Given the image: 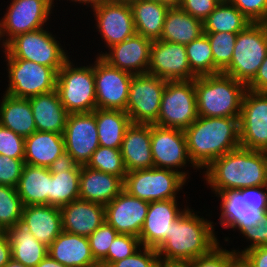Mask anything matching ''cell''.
<instances>
[{
    "instance_id": "obj_1",
    "label": "cell",
    "mask_w": 267,
    "mask_h": 267,
    "mask_svg": "<svg viewBox=\"0 0 267 267\" xmlns=\"http://www.w3.org/2000/svg\"><path fill=\"white\" fill-rule=\"evenodd\" d=\"M239 118L198 116L184 130L188 154L197 169L240 147Z\"/></svg>"
},
{
    "instance_id": "obj_2",
    "label": "cell",
    "mask_w": 267,
    "mask_h": 267,
    "mask_svg": "<svg viewBox=\"0 0 267 267\" xmlns=\"http://www.w3.org/2000/svg\"><path fill=\"white\" fill-rule=\"evenodd\" d=\"M205 178L215 193L267 186V152L238 147L206 167Z\"/></svg>"
},
{
    "instance_id": "obj_3",
    "label": "cell",
    "mask_w": 267,
    "mask_h": 267,
    "mask_svg": "<svg viewBox=\"0 0 267 267\" xmlns=\"http://www.w3.org/2000/svg\"><path fill=\"white\" fill-rule=\"evenodd\" d=\"M192 212L187 208L171 224L167 240L157 249L161 261L188 262L208 254L219 244L212 222ZM161 256H165L164 259Z\"/></svg>"
},
{
    "instance_id": "obj_4",
    "label": "cell",
    "mask_w": 267,
    "mask_h": 267,
    "mask_svg": "<svg viewBox=\"0 0 267 267\" xmlns=\"http://www.w3.org/2000/svg\"><path fill=\"white\" fill-rule=\"evenodd\" d=\"M198 116L240 117L246 85L224 73L194 78Z\"/></svg>"
},
{
    "instance_id": "obj_5",
    "label": "cell",
    "mask_w": 267,
    "mask_h": 267,
    "mask_svg": "<svg viewBox=\"0 0 267 267\" xmlns=\"http://www.w3.org/2000/svg\"><path fill=\"white\" fill-rule=\"evenodd\" d=\"M267 186L248 187L217 193L221 201V226L245 228L256 226L267 213Z\"/></svg>"
},
{
    "instance_id": "obj_6",
    "label": "cell",
    "mask_w": 267,
    "mask_h": 267,
    "mask_svg": "<svg viewBox=\"0 0 267 267\" xmlns=\"http://www.w3.org/2000/svg\"><path fill=\"white\" fill-rule=\"evenodd\" d=\"M68 59L57 72L56 91L69 114L96 108L94 66L72 67Z\"/></svg>"
},
{
    "instance_id": "obj_7",
    "label": "cell",
    "mask_w": 267,
    "mask_h": 267,
    "mask_svg": "<svg viewBox=\"0 0 267 267\" xmlns=\"http://www.w3.org/2000/svg\"><path fill=\"white\" fill-rule=\"evenodd\" d=\"M175 170L153 167L129 171L124 190L147 202L176 199V192L185 184L187 174Z\"/></svg>"
},
{
    "instance_id": "obj_8",
    "label": "cell",
    "mask_w": 267,
    "mask_h": 267,
    "mask_svg": "<svg viewBox=\"0 0 267 267\" xmlns=\"http://www.w3.org/2000/svg\"><path fill=\"white\" fill-rule=\"evenodd\" d=\"M267 56V35L259 23H250L236 37L229 66L222 72L247 85Z\"/></svg>"
},
{
    "instance_id": "obj_9",
    "label": "cell",
    "mask_w": 267,
    "mask_h": 267,
    "mask_svg": "<svg viewBox=\"0 0 267 267\" xmlns=\"http://www.w3.org/2000/svg\"><path fill=\"white\" fill-rule=\"evenodd\" d=\"M197 117L194 79L167 81L155 125L185 130Z\"/></svg>"
},
{
    "instance_id": "obj_10",
    "label": "cell",
    "mask_w": 267,
    "mask_h": 267,
    "mask_svg": "<svg viewBox=\"0 0 267 267\" xmlns=\"http://www.w3.org/2000/svg\"><path fill=\"white\" fill-rule=\"evenodd\" d=\"M51 33L43 28L17 35L7 44V59H23L52 67L56 72L69 59Z\"/></svg>"
},
{
    "instance_id": "obj_11",
    "label": "cell",
    "mask_w": 267,
    "mask_h": 267,
    "mask_svg": "<svg viewBox=\"0 0 267 267\" xmlns=\"http://www.w3.org/2000/svg\"><path fill=\"white\" fill-rule=\"evenodd\" d=\"M9 87L6 94L28 99L56 90L57 72L33 61L7 59Z\"/></svg>"
},
{
    "instance_id": "obj_12",
    "label": "cell",
    "mask_w": 267,
    "mask_h": 267,
    "mask_svg": "<svg viewBox=\"0 0 267 267\" xmlns=\"http://www.w3.org/2000/svg\"><path fill=\"white\" fill-rule=\"evenodd\" d=\"M167 81L151 74L133 75L126 113L134 124H155Z\"/></svg>"
},
{
    "instance_id": "obj_13",
    "label": "cell",
    "mask_w": 267,
    "mask_h": 267,
    "mask_svg": "<svg viewBox=\"0 0 267 267\" xmlns=\"http://www.w3.org/2000/svg\"><path fill=\"white\" fill-rule=\"evenodd\" d=\"M239 128L240 147L267 152V92L246 89Z\"/></svg>"
},
{
    "instance_id": "obj_14",
    "label": "cell",
    "mask_w": 267,
    "mask_h": 267,
    "mask_svg": "<svg viewBox=\"0 0 267 267\" xmlns=\"http://www.w3.org/2000/svg\"><path fill=\"white\" fill-rule=\"evenodd\" d=\"M132 77L133 74L112 67L97 57L94 65L97 108L126 111Z\"/></svg>"
},
{
    "instance_id": "obj_15",
    "label": "cell",
    "mask_w": 267,
    "mask_h": 267,
    "mask_svg": "<svg viewBox=\"0 0 267 267\" xmlns=\"http://www.w3.org/2000/svg\"><path fill=\"white\" fill-rule=\"evenodd\" d=\"M54 0H13L2 21L3 46L7 51V44L17 35L32 32L41 28L49 19ZM5 41V42H4Z\"/></svg>"
},
{
    "instance_id": "obj_16",
    "label": "cell",
    "mask_w": 267,
    "mask_h": 267,
    "mask_svg": "<svg viewBox=\"0 0 267 267\" xmlns=\"http://www.w3.org/2000/svg\"><path fill=\"white\" fill-rule=\"evenodd\" d=\"M65 151L80 165H87L99 147L98 130L94 112L68 115L64 134Z\"/></svg>"
},
{
    "instance_id": "obj_17",
    "label": "cell",
    "mask_w": 267,
    "mask_h": 267,
    "mask_svg": "<svg viewBox=\"0 0 267 267\" xmlns=\"http://www.w3.org/2000/svg\"><path fill=\"white\" fill-rule=\"evenodd\" d=\"M147 73L165 81H187L196 78L191 72L185 45L160 39L152 43Z\"/></svg>"
},
{
    "instance_id": "obj_18",
    "label": "cell",
    "mask_w": 267,
    "mask_h": 267,
    "mask_svg": "<svg viewBox=\"0 0 267 267\" xmlns=\"http://www.w3.org/2000/svg\"><path fill=\"white\" fill-rule=\"evenodd\" d=\"M151 151L156 168H182L187 161L197 168L189 160L184 130L151 124Z\"/></svg>"
},
{
    "instance_id": "obj_19",
    "label": "cell",
    "mask_w": 267,
    "mask_h": 267,
    "mask_svg": "<svg viewBox=\"0 0 267 267\" xmlns=\"http://www.w3.org/2000/svg\"><path fill=\"white\" fill-rule=\"evenodd\" d=\"M149 202L130 195L123 190L105 205V221L120 234H130L139 238Z\"/></svg>"
},
{
    "instance_id": "obj_20",
    "label": "cell",
    "mask_w": 267,
    "mask_h": 267,
    "mask_svg": "<svg viewBox=\"0 0 267 267\" xmlns=\"http://www.w3.org/2000/svg\"><path fill=\"white\" fill-rule=\"evenodd\" d=\"M98 31L108 47L121 43L136 31L130 4L105 1L93 9Z\"/></svg>"
},
{
    "instance_id": "obj_21",
    "label": "cell",
    "mask_w": 267,
    "mask_h": 267,
    "mask_svg": "<svg viewBox=\"0 0 267 267\" xmlns=\"http://www.w3.org/2000/svg\"><path fill=\"white\" fill-rule=\"evenodd\" d=\"M153 41L135 33L125 41L111 46L109 53L99 56L112 67L133 75L146 74L150 64Z\"/></svg>"
},
{
    "instance_id": "obj_22",
    "label": "cell",
    "mask_w": 267,
    "mask_h": 267,
    "mask_svg": "<svg viewBox=\"0 0 267 267\" xmlns=\"http://www.w3.org/2000/svg\"><path fill=\"white\" fill-rule=\"evenodd\" d=\"M185 210L178 209L176 199L149 202L147 215L139 235L142 247L157 250L167 240L171 224Z\"/></svg>"
},
{
    "instance_id": "obj_23",
    "label": "cell",
    "mask_w": 267,
    "mask_h": 267,
    "mask_svg": "<svg viewBox=\"0 0 267 267\" xmlns=\"http://www.w3.org/2000/svg\"><path fill=\"white\" fill-rule=\"evenodd\" d=\"M62 230L89 237L105 222V206L81 199L60 208Z\"/></svg>"
},
{
    "instance_id": "obj_24",
    "label": "cell",
    "mask_w": 267,
    "mask_h": 267,
    "mask_svg": "<svg viewBox=\"0 0 267 267\" xmlns=\"http://www.w3.org/2000/svg\"><path fill=\"white\" fill-rule=\"evenodd\" d=\"M124 190V180L114 174L81 166L79 199L107 205Z\"/></svg>"
},
{
    "instance_id": "obj_25",
    "label": "cell",
    "mask_w": 267,
    "mask_h": 267,
    "mask_svg": "<svg viewBox=\"0 0 267 267\" xmlns=\"http://www.w3.org/2000/svg\"><path fill=\"white\" fill-rule=\"evenodd\" d=\"M121 154L127 172L153 168L151 124L131 123L122 141Z\"/></svg>"
},
{
    "instance_id": "obj_26",
    "label": "cell",
    "mask_w": 267,
    "mask_h": 267,
    "mask_svg": "<svg viewBox=\"0 0 267 267\" xmlns=\"http://www.w3.org/2000/svg\"><path fill=\"white\" fill-rule=\"evenodd\" d=\"M21 224L47 247L63 231L60 208L51 205L23 206Z\"/></svg>"
},
{
    "instance_id": "obj_27",
    "label": "cell",
    "mask_w": 267,
    "mask_h": 267,
    "mask_svg": "<svg viewBox=\"0 0 267 267\" xmlns=\"http://www.w3.org/2000/svg\"><path fill=\"white\" fill-rule=\"evenodd\" d=\"M48 255L66 267H86L97 262L88 237L65 231L48 246Z\"/></svg>"
},
{
    "instance_id": "obj_28",
    "label": "cell",
    "mask_w": 267,
    "mask_h": 267,
    "mask_svg": "<svg viewBox=\"0 0 267 267\" xmlns=\"http://www.w3.org/2000/svg\"><path fill=\"white\" fill-rule=\"evenodd\" d=\"M37 131L64 134L69 113L56 90L28 98Z\"/></svg>"
},
{
    "instance_id": "obj_29",
    "label": "cell",
    "mask_w": 267,
    "mask_h": 267,
    "mask_svg": "<svg viewBox=\"0 0 267 267\" xmlns=\"http://www.w3.org/2000/svg\"><path fill=\"white\" fill-rule=\"evenodd\" d=\"M64 152L63 134L36 130L25 138V164L49 168L52 162Z\"/></svg>"
},
{
    "instance_id": "obj_30",
    "label": "cell",
    "mask_w": 267,
    "mask_h": 267,
    "mask_svg": "<svg viewBox=\"0 0 267 267\" xmlns=\"http://www.w3.org/2000/svg\"><path fill=\"white\" fill-rule=\"evenodd\" d=\"M50 176L46 167L24 165L16 187L24 206L50 205Z\"/></svg>"
},
{
    "instance_id": "obj_31",
    "label": "cell",
    "mask_w": 267,
    "mask_h": 267,
    "mask_svg": "<svg viewBox=\"0 0 267 267\" xmlns=\"http://www.w3.org/2000/svg\"><path fill=\"white\" fill-rule=\"evenodd\" d=\"M204 34L203 21L181 8L166 13L160 40L187 45Z\"/></svg>"
},
{
    "instance_id": "obj_32",
    "label": "cell",
    "mask_w": 267,
    "mask_h": 267,
    "mask_svg": "<svg viewBox=\"0 0 267 267\" xmlns=\"http://www.w3.org/2000/svg\"><path fill=\"white\" fill-rule=\"evenodd\" d=\"M0 125L24 138L34 133L37 128L29 99L5 93L0 105Z\"/></svg>"
},
{
    "instance_id": "obj_33",
    "label": "cell",
    "mask_w": 267,
    "mask_h": 267,
    "mask_svg": "<svg viewBox=\"0 0 267 267\" xmlns=\"http://www.w3.org/2000/svg\"><path fill=\"white\" fill-rule=\"evenodd\" d=\"M6 233L12 248V258L26 267H36L48 255V247L21 223L9 228Z\"/></svg>"
},
{
    "instance_id": "obj_34",
    "label": "cell",
    "mask_w": 267,
    "mask_h": 267,
    "mask_svg": "<svg viewBox=\"0 0 267 267\" xmlns=\"http://www.w3.org/2000/svg\"><path fill=\"white\" fill-rule=\"evenodd\" d=\"M137 34L159 40L167 11L166 6L152 0H138L130 4Z\"/></svg>"
},
{
    "instance_id": "obj_35",
    "label": "cell",
    "mask_w": 267,
    "mask_h": 267,
    "mask_svg": "<svg viewBox=\"0 0 267 267\" xmlns=\"http://www.w3.org/2000/svg\"><path fill=\"white\" fill-rule=\"evenodd\" d=\"M99 146L121 149L126 129L131 125L128 114L122 110L99 109L94 111Z\"/></svg>"
},
{
    "instance_id": "obj_36",
    "label": "cell",
    "mask_w": 267,
    "mask_h": 267,
    "mask_svg": "<svg viewBox=\"0 0 267 267\" xmlns=\"http://www.w3.org/2000/svg\"><path fill=\"white\" fill-rule=\"evenodd\" d=\"M250 23L251 21L229 2L219 3L203 21V26L204 32L239 33Z\"/></svg>"
},
{
    "instance_id": "obj_37",
    "label": "cell",
    "mask_w": 267,
    "mask_h": 267,
    "mask_svg": "<svg viewBox=\"0 0 267 267\" xmlns=\"http://www.w3.org/2000/svg\"><path fill=\"white\" fill-rule=\"evenodd\" d=\"M81 170L59 171L50 176V205L62 206L79 199Z\"/></svg>"
},
{
    "instance_id": "obj_38",
    "label": "cell",
    "mask_w": 267,
    "mask_h": 267,
    "mask_svg": "<svg viewBox=\"0 0 267 267\" xmlns=\"http://www.w3.org/2000/svg\"><path fill=\"white\" fill-rule=\"evenodd\" d=\"M185 48L191 72L196 77L214 74L211 45L205 34L188 43Z\"/></svg>"
},
{
    "instance_id": "obj_39",
    "label": "cell",
    "mask_w": 267,
    "mask_h": 267,
    "mask_svg": "<svg viewBox=\"0 0 267 267\" xmlns=\"http://www.w3.org/2000/svg\"><path fill=\"white\" fill-rule=\"evenodd\" d=\"M208 37L214 60V74L223 72L230 64L238 33L204 32Z\"/></svg>"
},
{
    "instance_id": "obj_40",
    "label": "cell",
    "mask_w": 267,
    "mask_h": 267,
    "mask_svg": "<svg viewBox=\"0 0 267 267\" xmlns=\"http://www.w3.org/2000/svg\"><path fill=\"white\" fill-rule=\"evenodd\" d=\"M23 206L17 188L0 185V228L3 231L21 223Z\"/></svg>"
},
{
    "instance_id": "obj_41",
    "label": "cell",
    "mask_w": 267,
    "mask_h": 267,
    "mask_svg": "<svg viewBox=\"0 0 267 267\" xmlns=\"http://www.w3.org/2000/svg\"><path fill=\"white\" fill-rule=\"evenodd\" d=\"M91 169L114 174L125 180L127 171L121 149L99 146L92 154L87 165Z\"/></svg>"
},
{
    "instance_id": "obj_42",
    "label": "cell",
    "mask_w": 267,
    "mask_h": 267,
    "mask_svg": "<svg viewBox=\"0 0 267 267\" xmlns=\"http://www.w3.org/2000/svg\"><path fill=\"white\" fill-rule=\"evenodd\" d=\"M139 246L142 245L138 237L118 233L109 247L107 256L101 262L110 265L112 262L122 260L138 251L140 249Z\"/></svg>"
},
{
    "instance_id": "obj_43",
    "label": "cell",
    "mask_w": 267,
    "mask_h": 267,
    "mask_svg": "<svg viewBox=\"0 0 267 267\" xmlns=\"http://www.w3.org/2000/svg\"><path fill=\"white\" fill-rule=\"evenodd\" d=\"M118 232L106 221L89 237L90 248L96 261H102Z\"/></svg>"
},
{
    "instance_id": "obj_44",
    "label": "cell",
    "mask_w": 267,
    "mask_h": 267,
    "mask_svg": "<svg viewBox=\"0 0 267 267\" xmlns=\"http://www.w3.org/2000/svg\"><path fill=\"white\" fill-rule=\"evenodd\" d=\"M236 257V250H224L218 244L208 254L188 261L187 267H228Z\"/></svg>"
},
{
    "instance_id": "obj_45",
    "label": "cell",
    "mask_w": 267,
    "mask_h": 267,
    "mask_svg": "<svg viewBox=\"0 0 267 267\" xmlns=\"http://www.w3.org/2000/svg\"><path fill=\"white\" fill-rule=\"evenodd\" d=\"M24 165V158H10L0 154V185L16 188Z\"/></svg>"
},
{
    "instance_id": "obj_46",
    "label": "cell",
    "mask_w": 267,
    "mask_h": 267,
    "mask_svg": "<svg viewBox=\"0 0 267 267\" xmlns=\"http://www.w3.org/2000/svg\"><path fill=\"white\" fill-rule=\"evenodd\" d=\"M25 138L0 125V154L10 158H24Z\"/></svg>"
},
{
    "instance_id": "obj_47",
    "label": "cell",
    "mask_w": 267,
    "mask_h": 267,
    "mask_svg": "<svg viewBox=\"0 0 267 267\" xmlns=\"http://www.w3.org/2000/svg\"><path fill=\"white\" fill-rule=\"evenodd\" d=\"M143 251L139 249L129 257L112 262L110 267H157L160 261L157 250L143 246Z\"/></svg>"
},
{
    "instance_id": "obj_48",
    "label": "cell",
    "mask_w": 267,
    "mask_h": 267,
    "mask_svg": "<svg viewBox=\"0 0 267 267\" xmlns=\"http://www.w3.org/2000/svg\"><path fill=\"white\" fill-rule=\"evenodd\" d=\"M252 23H258L267 10V0H230Z\"/></svg>"
},
{
    "instance_id": "obj_49",
    "label": "cell",
    "mask_w": 267,
    "mask_h": 267,
    "mask_svg": "<svg viewBox=\"0 0 267 267\" xmlns=\"http://www.w3.org/2000/svg\"><path fill=\"white\" fill-rule=\"evenodd\" d=\"M241 233L251 241V244L249 247L242 250V252H236L237 256H241L246 250L267 246V213L256 226L245 228L241 231Z\"/></svg>"
},
{
    "instance_id": "obj_50",
    "label": "cell",
    "mask_w": 267,
    "mask_h": 267,
    "mask_svg": "<svg viewBox=\"0 0 267 267\" xmlns=\"http://www.w3.org/2000/svg\"><path fill=\"white\" fill-rule=\"evenodd\" d=\"M218 4L217 0H181L180 8L193 17L204 21Z\"/></svg>"
},
{
    "instance_id": "obj_51",
    "label": "cell",
    "mask_w": 267,
    "mask_h": 267,
    "mask_svg": "<svg viewBox=\"0 0 267 267\" xmlns=\"http://www.w3.org/2000/svg\"><path fill=\"white\" fill-rule=\"evenodd\" d=\"M241 257L249 267H267V246L246 250Z\"/></svg>"
},
{
    "instance_id": "obj_52",
    "label": "cell",
    "mask_w": 267,
    "mask_h": 267,
    "mask_svg": "<svg viewBox=\"0 0 267 267\" xmlns=\"http://www.w3.org/2000/svg\"><path fill=\"white\" fill-rule=\"evenodd\" d=\"M48 169L51 173H59V171L81 170V166L65 151L52 162Z\"/></svg>"
},
{
    "instance_id": "obj_53",
    "label": "cell",
    "mask_w": 267,
    "mask_h": 267,
    "mask_svg": "<svg viewBox=\"0 0 267 267\" xmlns=\"http://www.w3.org/2000/svg\"><path fill=\"white\" fill-rule=\"evenodd\" d=\"M246 88L255 92H267V56Z\"/></svg>"
},
{
    "instance_id": "obj_54",
    "label": "cell",
    "mask_w": 267,
    "mask_h": 267,
    "mask_svg": "<svg viewBox=\"0 0 267 267\" xmlns=\"http://www.w3.org/2000/svg\"><path fill=\"white\" fill-rule=\"evenodd\" d=\"M12 258V248L6 231L0 234V267Z\"/></svg>"
},
{
    "instance_id": "obj_55",
    "label": "cell",
    "mask_w": 267,
    "mask_h": 267,
    "mask_svg": "<svg viewBox=\"0 0 267 267\" xmlns=\"http://www.w3.org/2000/svg\"><path fill=\"white\" fill-rule=\"evenodd\" d=\"M36 267H66L61 263L57 262L49 255H47L43 260H41Z\"/></svg>"
},
{
    "instance_id": "obj_56",
    "label": "cell",
    "mask_w": 267,
    "mask_h": 267,
    "mask_svg": "<svg viewBox=\"0 0 267 267\" xmlns=\"http://www.w3.org/2000/svg\"><path fill=\"white\" fill-rule=\"evenodd\" d=\"M159 2L161 5L166 6L168 9L180 8L181 0H152Z\"/></svg>"
},
{
    "instance_id": "obj_57",
    "label": "cell",
    "mask_w": 267,
    "mask_h": 267,
    "mask_svg": "<svg viewBox=\"0 0 267 267\" xmlns=\"http://www.w3.org/2000/svg\"><path fill=\"white\" fill-rule=\"evenodd\" d=\"M157 267H187V262H164L160 260Z\"/></svg>"
},
{
    "instance_id": "obj_58",
    "label": "cell",
    "mask_w": 267,
    "mask_h": 267,
    "mask_svg": "<svg viewBox=\"0 0 267 267\" xmlns=\"http://www.w3.org/2000/svg\"><path fill=\"white\" fill-rule=\"evenodd\" d=\"M228 267H249L241 256H237Z\"/></svg>"
},
{
    "instance_id": "obj_59",
    "label": "cell",
    "mask_w": 267,
    "mask_h": 267,
    "mask_svg": "<svg viewBox=\"0 0 267 267\" xmlns=\"http://www.w3.org/2000/svg\"><path fill=\"white\" fill-rule=\"evenodd\" d=\"M71 1H77L80 3H85V4H91L93 6L92 8H96L98 5H100L102 2L108 1V0H71Z\"/></svg>"
},
{
    "instance_id": "obj_60",
    "label": "cell",
    "mask_w": 267,
    "mask_h": 267,
    "mask_svg": "<svg viewBox=\"0 0 267 267\" xmlns=\"http://www.w3.org/2000/svg\"><path fill=\"white\" fill-rule=\"evenodd\" d=\"M3 267H26V266L11 258Z\"/></svg>"
},
{
    "instance_id": "obj_61",
    "label": "cell",
    "mask_w": 267,
    "mask_h": 267,
    "mask_svg": "<svg viewBox=\"0 0 267 267\" xmlns=\"http://www.w3.org/2000/svg\"><path fill=\"white\" fill-rule=\"evenodd\" d=\"M258 23L263 27L264 32L267 35V10L264 17Z\"/></svg>"
},
{
    "instance_id": "obj_62",
    "label": "cell",
    "mask_w": 267,
    "mask_h": 267,
    "mask_svg": "<svg viewBox=\"0 0 267 267\" xmlns=\"http://www.w3.org/2000/svg\"><path fill=\"white\" fill-rule=\"evenodd\" d=\"M86 267H110V265H108L107 263H103V262H100V261H97L91 265H88Z\"/></svg>"
},
{
    "instance_id": "obj_63",
    "label": "cell",
    "mask_w": 267,
    "mask_h": 267,
    "mask_svg": "<svg viewBox=\"0 0 267 267\" xmlns=\"http://www.w3.org/2000/svg\"><path fill=\"white\" fill-rule=\"evenodd\" d=\"M117 3H123V4H132L133 2H136L138 0H110Z\"/></svg>"
},
{
    "instance_id": "obj_64",
    "label": "cell",
    "mask_w": 267,
    "mask_h": 267,
    "mask_svg": "<svg viewBox=\"0 0 267 267\" xmlns=\"http://www.w3.org/2000/svg\"><path fill=\"white\" fill-rule=\"evenodd\" d=\"M3 37V33H2V21H0V40Z\"/></svg>"
},
{
    "instance_id": "obj_65",
    "label": "cell",
    "mask_w": 267,
    "mask_h": 267,
    "mask_svg": "<svg viewBox=\"0 0 267 267\" xmlns=\"http://www.w3.org/2000/svg\"><path fill=\"white\" fill-rule=\"evenodd\" d=\"M219 3H229L230 0H217Z\"/></svg>"
}]
</instances>
